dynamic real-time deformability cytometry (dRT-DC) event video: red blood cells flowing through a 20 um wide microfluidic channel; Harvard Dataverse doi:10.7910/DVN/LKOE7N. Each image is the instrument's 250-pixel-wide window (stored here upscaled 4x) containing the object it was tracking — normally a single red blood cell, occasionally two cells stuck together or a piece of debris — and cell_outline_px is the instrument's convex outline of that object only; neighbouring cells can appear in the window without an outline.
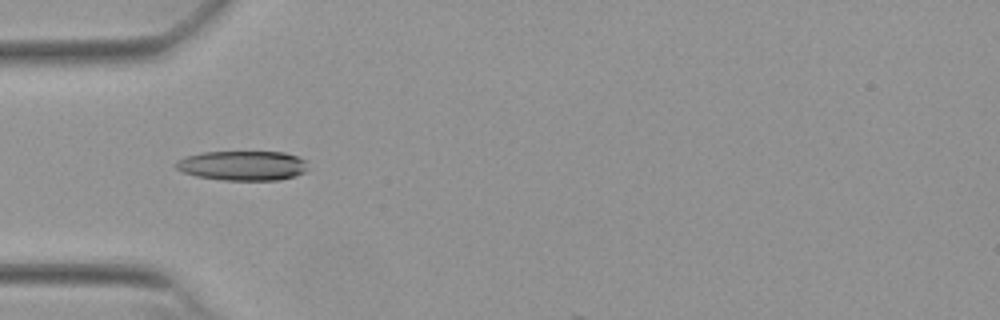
{"species": "Egyptian fruit bat (a non-hibernating species)", "species_latin": "Rousettus aegyptiacus", "temperature_condition": "warm", "stored_images_in_passage": 19, "camera_frame_rate_fps": 3000, "um_per_image_px": 0.085, "animal": {"sex": "female"}, "frame": {"image": 1, "passage_image": 16, "time_ms": 5.0, "image_size_px": [1000, 320], "cell_outline_px": [[308, 160], [304, 172], [296, 176], [280, 180], [224, 180], [196, 176], [184, 172], [176, 168], [176, 160], [184, 156], [200, 152], [284, 152]], "centroid_in_image_um": [20.62, 14.07], "position_along_channel_um": 64.4, "area_um2": 22.95}}